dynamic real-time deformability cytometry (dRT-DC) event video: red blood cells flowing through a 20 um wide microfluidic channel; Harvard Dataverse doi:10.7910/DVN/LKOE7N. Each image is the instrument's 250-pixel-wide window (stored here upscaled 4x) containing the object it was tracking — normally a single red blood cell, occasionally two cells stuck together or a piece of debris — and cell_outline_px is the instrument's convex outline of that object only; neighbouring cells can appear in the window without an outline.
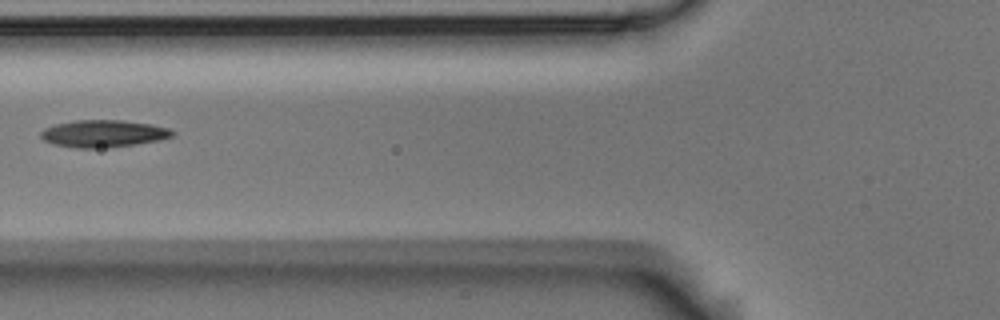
{"species": "Egyptian fruit bat (a non-hibernating species)", "species_latin": "Rousettus aegyptiacus", "temperature_condition": "room temperature", "stored_images_in_passage": 6, "camera_frame_rate_fps": 3000, "um_per_image_px": 0.085, "animal": {"sex": "male"}, "frame": {"image": 1, "passage_image": 5, "time_ms": 1.333, "image_size_px": [1000, 320], "cell_outline_px": [[176, 132], [172, 136], [160, 140], [136, 144], [96, 148], [76, 148], [56, 144], [44, 140], [40, 136], [40, 132], [44, 128], [56, 124], [76, 120], [124, 120], [152, 124], [168, 128]], "centroid_in_image_um": [8.81, 11.34], "position_along_channel_um": 117.0, "area_um2": 20.75}}
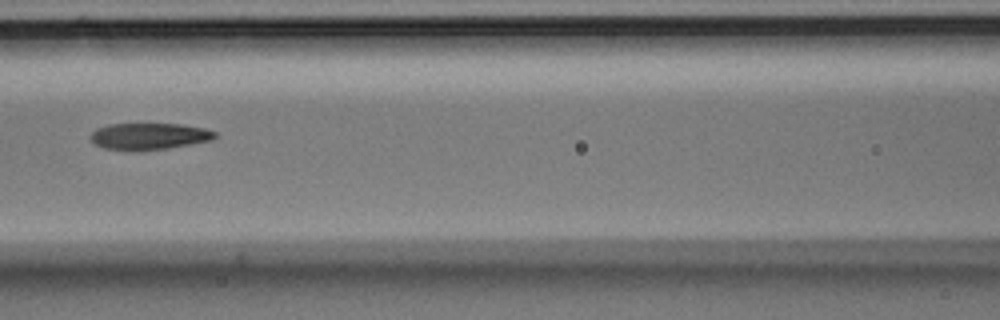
{"frame": {"image": 2, "passage_image": 6, "time_ms": 1.667, "image_size_px": [1000, 320], "cell_outline_px": [[216, 136], [212, 140], [192, 144], [168, 148], [140, 152], [136, 152], [104, 148], [96, 144], [92, 140], [92, 132], [96, 128], [108, 124], [180, 124], [204, 128], [216, 132]], "centroid_in_image_um": [12.68, 11.6], "position_along_channel_um": 153.9, "area_um2": 19.48}}